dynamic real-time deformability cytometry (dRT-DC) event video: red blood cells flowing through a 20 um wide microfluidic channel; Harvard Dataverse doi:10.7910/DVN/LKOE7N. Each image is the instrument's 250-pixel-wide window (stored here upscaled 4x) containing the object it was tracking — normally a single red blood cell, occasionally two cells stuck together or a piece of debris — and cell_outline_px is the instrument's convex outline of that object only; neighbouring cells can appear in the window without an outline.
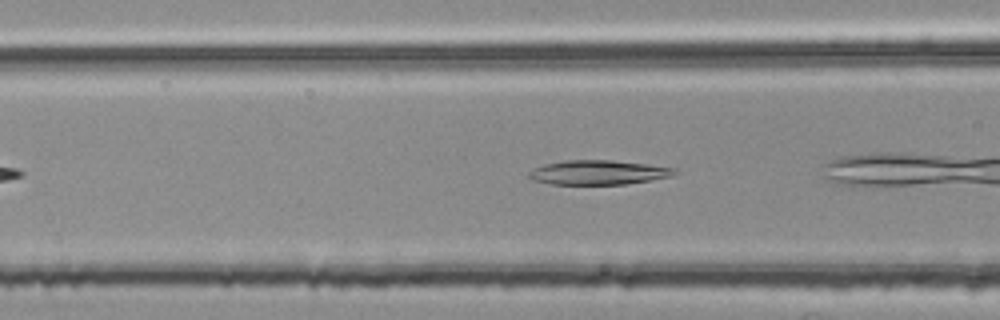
{"species": "common noctule bat (a hibernating species)", "species_latin": "Nyctalus noctula", "temperature_condition": "room temperature", "stored_images_in_passage": 13, "camera_frame_rate_fps": 3000, "um_per_image_px": 0.085, "animal": {"sex": "female", "body_mass_g": 25.1}, "frame": {"image": 1, "passage_image": 11, "time_ms": 3.333, "image_size_px": [1000, 320], "cell_outline_px": [[676, 172], [672, 176], [624, 184], [548, 184], [532, 180], [528, 176], [528, 172], [544, 164], [564, 160], [612, 160], [648, 164], [676, 168]], "centroid_in_image_um": [50.83, 14.65], "position_along_channel_um": 115.8, "area_um2": 20.63}}